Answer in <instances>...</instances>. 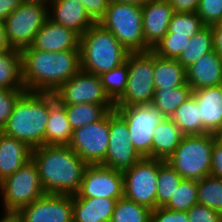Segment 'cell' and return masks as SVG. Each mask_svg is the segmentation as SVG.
Masks as SVG:
<instances>
[{
  "label": "cell",
  "instance_id": "1",
  "mask_svg": "<svg viewBox=\"0 0 222 222\" xmlns=\"http://www.w3.org/2000/svg\"><path fill=\"white\" fill-rule=\"evenodd\" d=\"M20 52L22 79L27 92L54 93L81 70L80 50L47 52L28 47Z\"/></svg>",
  "mask_w": 222,
  "mask_h": 222
},
{
  "label": "cell",
  "instance_id": "2",
  "mask_svg": "<svg viewBox=\"0 0 222 222\" xmlns=\"http://www.w3.org/2000/svg\"><path fill=\"white\" fill-rule=\"evenodd\" d=\"M44 194L74 195L87 163L68 145H42L32 149Z\"/></svg>",
  "mask_w": 222,
  "mask_h": 222
},
{
  "label": "cell",
  "instance_id": "3",
  "mask_svg": "<svg viewBox=\"0 0 222 222\" xmlns=\"http://www.w3.org/2000/svg\"><path fill=\"white\" fill-rule=\"evenodd\" d=\"M49 119V93L25 92L16 102L1 132L25 142L30 148L45 145Z\"/></svg>",
  "mask_w": 222,
  "mask_h": 222
},
{
  "label": "cell",
  "instance_id": "4",
  "mask_svg": "<svg viewBox=\"0 0 222 222\" xmlns=\"http://www.w3.org/2000/svg\"><path fill=\"white\" fill-rule=\"evenodd\" d=\"M80 68L101 75L120 66L130 52L118 39L99 23L92 25L80 36Z\"/></svg>",
  "mask_w": 222,
  "mask_h": 222
},
{
  "label": "cell",
  "instance_id": "5",
  "mask_svg": "<svg viewBox=\"0 0 222 222\" xmlns=\"http://www.w3.org/2000/svg\"><path fill=\"white\" fill-rule=\"evenodd\" d=\"M217 135H184L179 146L166 162L183 179L201 180L210 175L213 143Z\"/></svg>",
  "mask_w": 222,
  "mask_h": 222
},
{
  "label": "cell",
  "instance_id": "6",
  "mask_svg": "<svg viewBox=\"0 0 222 222\" xmlns=\"http://www.w3.org/2000/svg\"><path fill=\"white\" fill-rule=\"evenodd\" d=\"M98 23L110 31L129 52L151 50L144 39L141 6L110 2Z\"/></svg>",
  "mask_w": 222,
  "mask_h": 222
},
{
  "label": "cell",
  "instance_id": "7",
  "mask_svg": "<svg viewBox=\"0 0 222 222\" xmlns=\"http://www.w3.org/2000/svg\"><path fill=\"white\" fill-rule=\"evenodd\" d=\"M128 64V81L123 96L115 107H127L152 103L154 86V52H130Z\"/></svg>",
  "mask_w": 222,
  "mask_h": 222
},
{
  "label": "cell",
  "instance_id": "8",
  "mask_svg": "<svg viewBox=\"0 0 222 222\" xmlns=\"http://www.w3.org/2000/svg\"><path fill=\"white\" fill-rule=\"evenodd\" d=\"M0 194L3 212L15 213L44 195L38 169L32 158L0 182Z\"/></svg>",
  "mask_w": 222,
  "mask_h": 222
},
{
  "label": "cell",
  "instance_id": "9",
  "mask_svg": "<svg viewBox=\"0 0 222 222\" xmlns=\"http://www.w3.org/2000/svg\"><path fill=\"white\" fill-rule=\"evenodd\" d=\"M48 18V6L23 3L3 21L9 47L19 51L30 47Z\"/></svg>",
  "mask_w": 222,
  "mask_h": 222
},
{
  "label": "cell",
  "instance_id": "10",
  "mask_svg": "<svg viewBox=\"0 0 222 222\" xmlns=\"http://www.w3.org/2000/svg\"><path fill=\"white\" fill-rule=\"evenodd\" d=\"M124 118L134 149L141 157L152 158V141L155 128L165 120L153 103L115 107Z\"/></svg>",
  "mask_w": 222,
  "mask_h": 222
},
{
  "label": "cell",
  "instance_id": "11",
  "mask_svg": "<svg viewBox=\"0 0 222 222\" xmlns=\"http://www.w3.org/2000/svg\"><path fill=\"white\" fill-rule=\"evenodd\" d=\"M122 174L124 197L151 210L156 209L158 159L142 157Z\"/></svg>",
  "mask_w": 222,
  "mask_h": 222
},
{
  "label": "cell",
  "instance_id": "12",
  "mask_svg": "<svg viewBox=\"0 0 222 222\" xmlns=\"http://www.w3.org/2000/svg\"><path fill=\"white\" fill-rule=\"evenodd\" d=\"M54 95L62 105L90 103L103 105L108 111L115 109V104L106 94L100 77L83 70L63 83Z\"/></svg>",
  "mask_w": 222,
  "mask_h": 222
},
{
  "label": "cell",
  "instance_id": "13",
  "mask_svg": "<svg viewBox=\"0 0 222 222\" xmlns=\"http://www.w3.org/2000/svg\"><path fill=\"white\" fill-rule=\"evenodd\" d=\"M109 133L108 150L101 165L123 173L142 157L133 147L126 121L115 109L109 111Z\"/></svg>",
  "mask_w": 222,
  "mask_h": 222
},
{
  "label": "cell",
  "instance_id": "14",
  "mask_svg": "<svg viewBox=\"0 0 222 222\" xmlns=\"http://www.w3.org/2000/svg\"><path fill=\"white\" fill-rule=\"evenodd\" d=\"M109 112L99 121L72 132L68 146L87 164H101L109 145Z\"/></svg>",
  "mask_w": 222,
  "mask_h": 222
},
{
  "label": "cell",
  "instance_id": "15",
  "mask_svg": "<svg viewBox=\"0 0 222 222\" xmlns=\"http://www.w3.org/2000/svg\"><path fill=\"white\" fill-rule=\"evenodd\" d=\"M123 174L101 164H88L79 191L72 198L124 197Z\"/></svg>",
  "mask_w": 222,
  "mask_h": 222
},
{
  "label": "cell",
  "instance_id": "16",
  "mask_svg": "<svg viewBox=\"0 0 222 222\" xmlns=\"http://www.w3.org/2000/svg\"><path fill=\"white\" fill-rule=\"evenodd\" d=\"M17 214L23 222H73L72 195L44 194Z\"/></svg>",
  "mask_w": 222,
  "mask_h": 222
},
{
  "label": "cell",
  "instance_id": "17",
  "mask_svg": "<svg viewBox=\"0 0 222 222\" xmlns=\"http://www.w3.org/2000/svg\"><path fill=\"white\" fill-rule=\"evenodd\" d=\"M173 13V8L168 0H151L142 6L144 39L151 50L168 32Z\"/></svg>",
  "mask_w": 222,
  "mask_h": 222
},
{
  "label": "cell",
  "instance_id": "18",
  "mask_svg": "<svg viewBox=\"0 0 222 222\" xmlns=\"http://www.w3.org/2000/svg\"><path fill=\"white\" fill-rule=\"evenodd\" d=\"M80 35L74 30L48 20L39 29L30 47L33 50L61 52L79 50Z\"/></svg>",
  "mask_w": 222,
  "mask_h": 222
},
{
  "label": "cell",
  "instance_id": "19",
  "mask_svg": "<svg viewBox=\"0 0 222 222\" xmlns=\"http://www.w3.org/2000/svg\"><path fill=\"white\" fill-rule=\"evenodd\" d=\"M49 19L83 35L96 22L88 15L80 0H52Z\"/></svg>",
  "mask_w": 222,
  "mask_h": 222
},
{
  "label": "cell",
  "instance_id": "20",
  "mask_svg": "<svg viewBox=\"0 0 222 222\" xmlns=\"http://www.w3.org/2000/svg\"><path fill=\"white\" fill-rule=\"evenodd\" d=\"M204 134L217 135L222 130V84L193 90Z\"/></svg>",
  "mask_w": 222,
  "mask_h": 222
},
{
  "label": "cell",
  "instance_id": "21",
  "mask_svg": "<svg viewBox=\"0 0 222 222\" xmlns=\"http://www.w3.org/2000/svg\"><path fill=\"white\" fill-rule=\"evenodd\" d=\"M187 84L192 90L222 84V58L213 50L186 69Z\"/></svg>",
  "mask_w": 222,
  "mask_h": 222
},
{
  "label": "cell",
  "instance_id": "22",
  "mask_svg": "<svg viewBox=\"0 0 222 222\" xmlns=\"http://www.w3.org/2000/svg\"><path fill=\"white\" fill-rule=\"evenodd\" d=\"M32 148L0 131V182L31 159Z\"/></svg>",
  "mask_w": 222,
  "mask_h": 222
},
{
  "label": "cell",
  "instance_id": "23",
  "mask_svg": "<svg viewBox=\"0 0 222 222\" xmlns=\"http://www.w3.org/2000/svg\"><path fill=\"white\" fill-rule=\"evenodd\" d=\"M118 199L72 198L73 222H110Z\"/></svg>",
  "mask_w": 222,
  "mask_h": 222
},
{
  "label": "cell",
  "instance_id": "24",
  "mask_svg": "<svg viewBox=\"0 0 222 222\" xmlns=\"http://www.w3.org/2000/svg\"><path fill=\"white\" fill-rule=\"evenodd\" d=\"M73 130L70 127L65 107L49 93V119L45 130V145H68Z\"/></svg>",
  "mask_w": 222,
  "mask_h": 222
},
{
  "label": "cell",
  "instance_id": "25",
  "mask_svg": "<svg viewBox=\"0 0 222 222\" xmlns=\"http://www.w3.org/2000/svg\"><path fill=\"white\" fill-rule=\"evenodd\" d=\"M184 134L171 118H165L154 130L152 158L166 161L179 146Z\"/></svg>",
  "mask_w": 222,
  "mask_h": 222
},
{
  "label": "cell",
  "instance_id": "26",
  "mask_svg": "<svg viewBox=\"0 0 222 222\" xmlns=\"http://www.w3.org/2000/svg\"><path fill=\"white\" fill-rule=\"evenodd\" d=\"M155 89H168L187 84L186 69L175 59L160 57L154 53Z\"/></svg>",
  "mask_w": 222,
  "mask_h": 222
},
{
  "label": "cell",
  "instance_id": "27",
  "mask_svg": "<svg viewBox=\"0 0 222 222\" xmlns=\"http://www.w3.org/2000/svg\"><path fill=\"white\" fill-rule=\"evenodd\" d=\"M0 89L25 90L19 50L10 48L0 52Z\"/></svg>",
  "mask_w": 222,
  "mask_h": 222
},
{
  "label": "cell",
  "instance_id": "28",
  "mask_svg": "<svg viewBox=\"0 0 222 222\" xmlns=\"http://www.w3.org/2000/svg\"><path fill=\"white\" fill-rule=\"evenodd\" d=\"M213 51V33L211 26H204L192 38L178 57L177 61L187 69L202 56Z\"/></svg>",
  "mask_w": 222,
  "mask_h": 222
},
{
  "label": "cell",
  "instance_id": "29",
  "mask_svg": "<svg viewBox=\"0 0 222 222\" xmlns=\"http://www.w3.org/2000/svg\"><path fill=\"white\" fill-rule=\"evenodd\" d=\"M192 94L193 90L188 84L168 89H155L152 103L165 118H171L176 109Z\"/></svg>",
  "mask_w": 222,
  "mask_h": 222
},
{
  "label": "cell",
  "instance_id": "30",
  "mask_svg": "<svg viewBox=\"0 0 222 222\" xmlns=\"http://www.w3.org/2000/svg\"><path fill=\"white\" fill-rule=\"evenodd\" d=\"M171 119L184 135L204 134L198 104L193 95L176 109Z\"/></svg>",
  "mask_w": 222,
  "mask_h": 222
},
{
  "label": "cell",
  "instance_id": "31",
  "mask_svg": "<svg viewBox=\"0 0 222 222\" xmlns=\"http://www.w3.org/2000/svg\"><path fill=\"white\" fill-rule=\"evenodd\" d=\"M64 107L72 130L99 121L109 112L100 104L83 103Z\"/></svg>",
  "mask_w": 222,
  "mask_h": 222
},
{
  "label": "cell",
  "instance_id": "32",
  "mask_svg": "<svg viewBox=\"0 0 222 222\" xmlns=\"http://www.w3.org/2000/svg\"><path fill=\"white\" fill-rule=\"evenodd\" d=\"M182 179L166 161L158 159L157 207H165L168 204Z\"/></svg>",
  "mask_w": 222,
  "mask_h": 222
},
{
  "label": "cell",
  "instance_id": "33",
  "mask_svg": "<svg viewBox=\"0 0 222 222\" xmlns=\"http://www.w3.org/2000/svg\"><path fill=\"white\" fill-rule=\"evenodd\" d=\"M198 204L222 213V179L208 175L197 181Z\"/></svg>",
  "mask_w": 222,
  "mask_h": 222
},
{
  "label": "cell",
  "instance_id": "34",
  "mask_svg": "<svg viewBox=\"0 0 222 222\" xmlns=\"http://www.w3.org/2000/svg\"><path fill=\"white\" fill-rule=\"evenodd\" d=\"M152 210L125 197L116 201L110 222H151Z\"/></svg>",
  "mask_w": 222,
  "mask_h": 222
},
{
  "label": "cell",
  "instance_id": "35",
  "mask_svg": "<svg viewBox=\"0 0 222 222\" xmlns=\"http://www.w3.org/2000/svg\"><path fill=\"white\" fill-rule=\"evenodd\" d=\"M103 88L115 104L124 94L128 81V64L124 62L120 66L99 75Z\"/></svg>",
  "mask_w": 222,
  "mask_h": 222
},
{
  "label": "cell",
  "instance_id": "36",
  "mask_svg": "<svg viewBox=\"0 0 222 222\" xmlns=\"http://www.w3.org/2000/svg\"><path fill=\"white\" fill-rule=\"evenodd\" d=\"M197 193V180L182 179L165 207L174 211H188L198 204Z\"/></svg>",
  "mask_w": 222,
  "mask_h": 222
},
{
  "label": "cell",
  "instance_id": "37",
  "mask_svg": "<svg viewBox=\"0 0 222 222\" xmlns=\"http://www.w3.org/2000/svg\"><path fill=\"white\" fill-rule=\"evenodd\" d=\"M205 25L196 12H174L168 25V32L173 36H188L192 38Z\"/></svg>",
  "mask_w": 222,
  "mask_h": 222
},
{
  "label": "cell",
  "instance_id": "38",
  "mask_svg": "<svg viewBox=\"0 0 222 222\" xmlns=\"http://www.w3.org/2000/svg\"><path fill=\"white\" fill-rule=\"evenodd\" d=\"M189 39L188 36H173V33H166L152 51L160 57L177 60L188 45Z\"/></svg>",
  "mask_w": 222,
  "mask_h": 222
},
{
  "label": "cell",
  "instance_id": "39",
  "mask_svg": "<svg viewBox=\"0 0 222 222\" xmlns=\"http://www.w3.org/2000/svg\"><path fill=\"white\" fill-rule=\"evenodd\" d=\"M196 13L204 25H214L222 18V0H200Z\"/></svg>",
  "mask_w": 222,
  "mask_h": 222
},
{
  "label": "cell",
  "instance_id": "40",
  "mask_svg": "<svg viewBox=\"0 0 222 222\" xmlns=\"http://www.w3.org/2000/svg\"><path fill=\"white\" fill-rule=\"evenodd\" d=\"M26 90L0 89V131L6 125L11 116L17 100Z\"/></svg>",
  "mask_w": 222,
  "mask_h": 222
},
{
  "label": "cell",
  "instance_id": "41",
  "mask_svg": "<svg viewBox=\"0 0 222 222\" xmlns=\"http://www.w3.org/2000/svg\"><path fill=\"white\" fill-rule=\"evenodd\" d=\"M189 222H222V213L196 204L187 211Z\"/></svg>",
  "mask_w": 222,
  "mask_h": 222
},
{
  "label": "cell",
  "instance_id": "42",
  "mask_svg": "<svg viewBox=\"0 0 222 222\" xmlns=\"http://www.w3.org/2000/svg\"><path fill=\"white\" fill-rule=\"evenodd\" d=\"M151 222H189L187 211H174L157 207L151 212Z\"/></svg>",
  "mask_w": 222,
  "mask_h": 222
},
{
  "label": "cell",
  "instance_id": "43",
  "mask_svg": "<svg viewBox=\"0 0 222 222\" xmlns=\"http://www.w3.org/2000/svg\"><path fill=\"white\" fill-rule=\"evenodd\" d=\"M84 5L88 15L98 23L99 20L105 15L109 6V0H80Z\"/></svg>",
  "mask_w": 222,
  "mask_h": 222
},
{
  "label": "cell",
  "instance_id": "44",
  "mask_svg": "<svg viewBox=\"0 0 222 222\" xmlns=\"http://www.w3.org/2000/svg\"><path fill=\"white\" fill-rule=\"evenodd\" d=\"M210 175L222 179V142L218 139L213 143Z\"/></svg>",
  "mask_w": 222,
  "mask_h": 222
},
{
  "label": "cell",
  "instance_id": "45",
  "mask_svg": "<svg viewBox=\"0 0 222 222\" xmlns=\"http://www.w3.org/2000/svg\"><path fill=\"white\" fill-rule=\"evenodd\" d=\"M176 13L196 12L200 0H168Z\"/></svg>",
  "mask_w": 222,
  "mask_h": 222
},
{
  "label": "cell",
  "instance_id": "46",
  "mask_svg": "<svg viewBox=\"0 0 222 222\" xmlns=\"http://www.w3.org/2000/svg\"><path fill=\"white\" fill-rule=\"evenodd\" d=\"M23 4L22 0H0V21H4L9 14Z\"/></svg>",
  "mask_w": 222,
  "mask_h": 222
},
{
  "label": "cell",
  "instance_id": "47",
  "mask_svg": "<svg viewBox=\"0 0 222 222\" xmlns=\"http://www.w3.org/2000/svg\"><path fill=\"white\" fill-rule=\"evenodd\" d=\"M213 50L222 58V30H212Z\"/></svg>",
  "mask_w": 222,
  "mask_h": 222
},
{
  "label": "cell",
  "instance_id": "48",
  "mask_svg": "<svg viewBox=\"0 0 222 222\" xmlns=\"http://www.w3.org/2000/svg\"><path fill=\"white\" fill-rule=\"evenodd\" d=\"M0 222H23L22 218L15 212H2Z\"/></svg>",
  "mask_w": 222,
  "mask_h": 222
},
{
  "label": "cell",
  "instance_id": "49",
  "mask_svg": "<svg viewBox=\"0 0 222 222\" xmlns=\"http://www.w3.org/2000/svg\"><path fill=\"white\" fill-rule=\"evenodd\" d=\"M7 49H10V47L6 41L5 27L4 23L0 21V52Z\"/></svg>",
  "mask_w": 222,
  "mask_h": 222
},
{
  "label": "cell",
  "instance_id": "50",
  "mask_svg": "<svg viewBox=\"0 0 222 222\" xmlns=\"http://www.w3.org/2000/svg\"><path fill=\"white\" fill-rule=\"evenodd\" d=\"M110 2H117V3H127V4H134L138 6H143L147 4L151 0H109Z\"/></svg>",
  "mask_w": 222,
  "mask_h": 222
},
{
  "label": "cell",
  "instance_id": "51",
  "mask_svg": "<svg viewBox=\"0 0 222 222\" xmlns=\"http://www.w3.org/2000/svg\"><path fill=\"white\" fill-rule=\"evenodd\" d=\"M52 0H22L23 3L29 4H41L45 6H49Z\"/></svg>",
  "mask_w": 222,
  "mask_h": 222
},
{
  "label": "cell",
  "instance_id": "52",
  "mask_svg": "<svg viewBox=\"0 0 222 222\" xmlns=\"http://www.w3.org/2000/svg\"><path fill=\"white\" fill-rule=\"evenodd\" d=\"M211 30H222V18L214 25H211Z\"/></svg>",
  "mask_w": 222,
  "mask_h": 222
},
{
  "label": "cell",
  "instance_id": "53",
  "mask_svg": "<svg viewBox=\"0 0 222 222\" xmlns=\"http://www.w3.org/2000/svg\"><path fill=\"white\" fill-rule=\"evenodd\" d=\"M217 138L220 142H222V130L217 134Z\"/></svg>",
  "mask_w": 222,
  "mask_h": 222
}]
</instances>
